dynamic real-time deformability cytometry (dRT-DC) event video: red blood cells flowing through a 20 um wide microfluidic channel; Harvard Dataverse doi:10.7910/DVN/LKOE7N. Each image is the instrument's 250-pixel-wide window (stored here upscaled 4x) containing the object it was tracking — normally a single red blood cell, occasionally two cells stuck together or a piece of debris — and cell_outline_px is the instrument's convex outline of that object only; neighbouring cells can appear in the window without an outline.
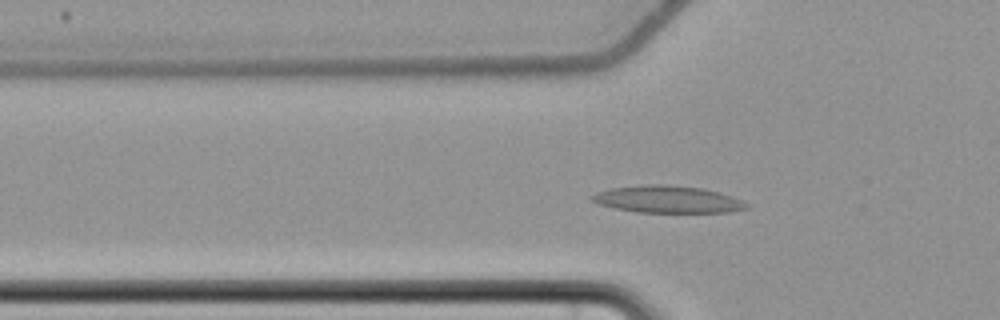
{"species": "common noctule bat (a hibernating species)", "species_latin": "Nyctalus noctula", "temperature_condition": "cold", "stored_images_in_passage": 47, "camera_frame_rate_fps": 3000, "um_per_image_px": 0.085, "animal": {"sex": "female", "body_mass_g": 22.7, "forearm_length_mm": 54.2}, "frame": {"image": 1, "passage_image": 10, "time_ms": 3.0, "image_size_px": [1000, 320], "cell_outline_px": [[748, 208], [728, 212], [636, 212], [616, 208], [600, 204], [588, 200], [588, 196], [596, 192], [612, 188], [648, 184], [664, 184], [700, 188], [720, 192], [732, 196], [748, 204]], "centroid_in_image_um": [56.7, 16.94], "position_along_channel_um": 69.1, "area_um2": 24.33}}
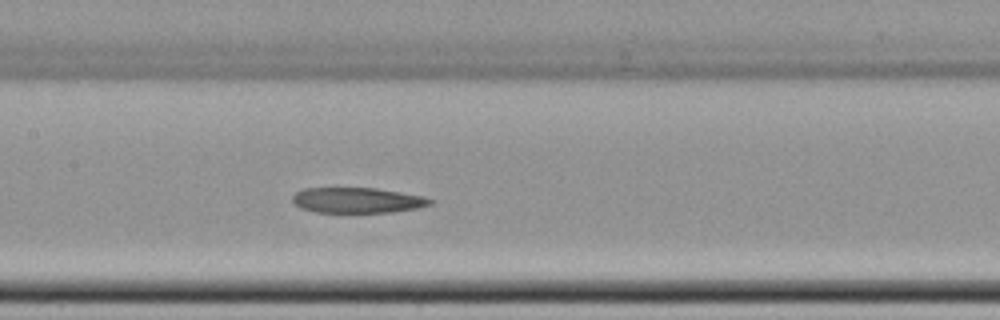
{"frame": {"image": 2, "passage_image": 19, "time_ms": 6.0, "image_size_px": [1000, 320], "cell_outline_px": [[432, 204], [416, 208], [392, 212], [316, 212], [300, 208], [292, 200], [292, 196], [296, 192], [304, 188], [376, 188], [424, 196], [432, 200]], "centroid_in_image_um": [30.36, 17.02], "position_along_channel_um": 177.0, "area_um2": 20.29}}
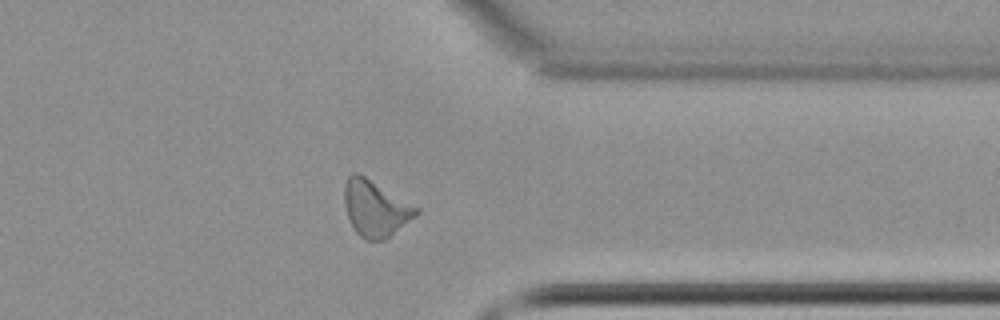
{"frame": {"image": 3, "passage_image": 36, "time_ms": 11.667, "image_size_px": [1000, 320], "cell_outline_px": [[420, 212], [416, 216], [384, 240], [364, 240], [356, 232], [348, 216], [344, 204], [344, 184], [348, 176], [352, 172], [356, 172], [364, 176], [420, 208]], "centroid_in_image_um": [31.9, 17.71], "position_along_channel_um": 379.5, "area_um2": 23.29}}